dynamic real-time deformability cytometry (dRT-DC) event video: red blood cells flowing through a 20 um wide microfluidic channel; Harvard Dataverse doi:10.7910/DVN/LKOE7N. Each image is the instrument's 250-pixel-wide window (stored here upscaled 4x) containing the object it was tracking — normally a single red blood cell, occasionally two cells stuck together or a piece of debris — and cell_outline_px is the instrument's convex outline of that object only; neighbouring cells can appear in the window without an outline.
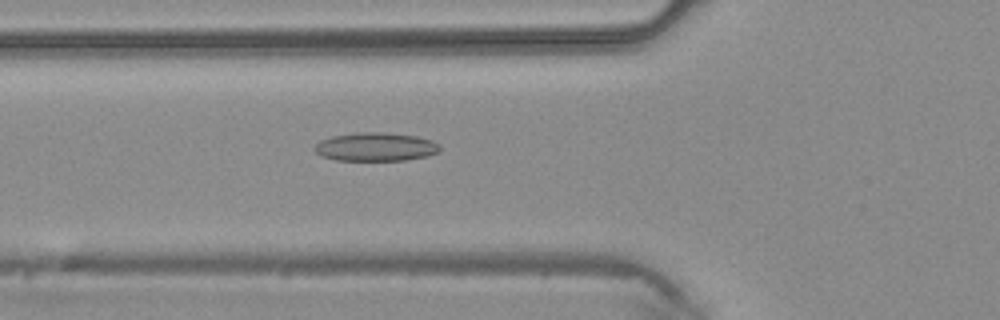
{"species": "common noctule bat (a hibernating species)", "species_latin": "Nyctalus noctula", "temperature_condition": "warm", "stored_images_in_passage": 43, "camera_frame_rate_fps": 3000, "um_per_image_px": 0.085, "animal": {"sex": "male", "body_mass_g": 20.4}, "frame": {"image": 1, "passage_image": 16, "time_ms": 5.0, "image_size_px": [1000, 320], "cell_outline_px": [[440, 152], [428, 156], [404, 160], [336, 160], [320, 156], [312, 148], [320, 140], [332, 136], [356, 132], [380, 132], [416, 136], [432, 140], [440, 144]], "centroid_in_image_um": [31.93, 12.48], "position_along_channel_um": 93.9, "area_um2": 20.98}}
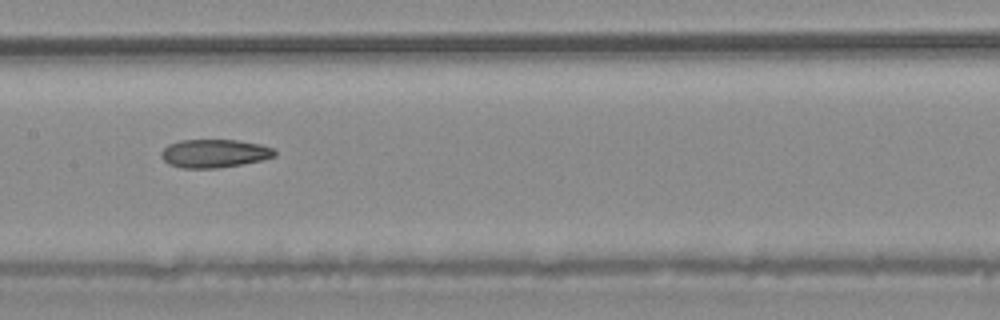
{"frame": {"image": 2, "passage_image": 22, "time_ms": 7.0, "image_size_px": [1000, 320], "cell_outline_px": [[276, 156], [264, 160], [216, 168], [180, 168], [168, 164], [160, 156], [160, 152], [168, 144], [180, 140], [236, 140], [260, 144], [272, 148], [276, 152]], "centroid_in_image_um": [18.2, 13.04], "position_along_channel_um": 189.2, "area_um2": 18.79}}
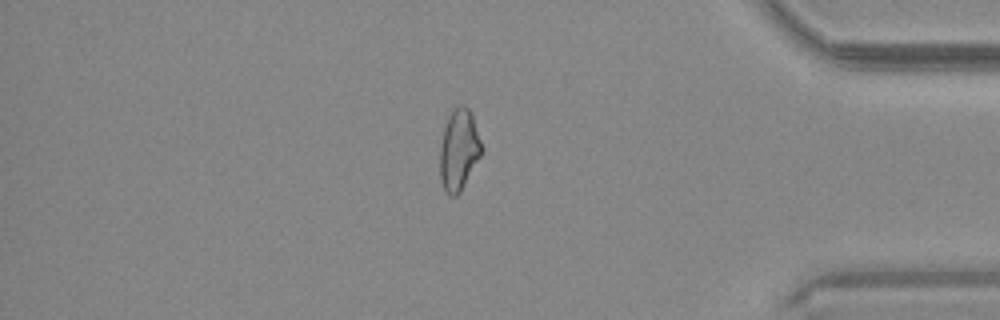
{"frame": {"image": 3, "passage_image": 37, "time_ms": 12.0, "image_size_px": [1000, 320], "cell_outline_px": [[484, 152], [460, 192], [456, 196], [448, 196], [444, 192], [440, 180], [440, 144], [444, 128], [448, 116], [456, 104], [464, 104], [472, 112], [484, 148]], "centroid_in_image_um": [39.03, 12.73], "position_along_channel_um": 396.2, "area_um2": 20.4}}